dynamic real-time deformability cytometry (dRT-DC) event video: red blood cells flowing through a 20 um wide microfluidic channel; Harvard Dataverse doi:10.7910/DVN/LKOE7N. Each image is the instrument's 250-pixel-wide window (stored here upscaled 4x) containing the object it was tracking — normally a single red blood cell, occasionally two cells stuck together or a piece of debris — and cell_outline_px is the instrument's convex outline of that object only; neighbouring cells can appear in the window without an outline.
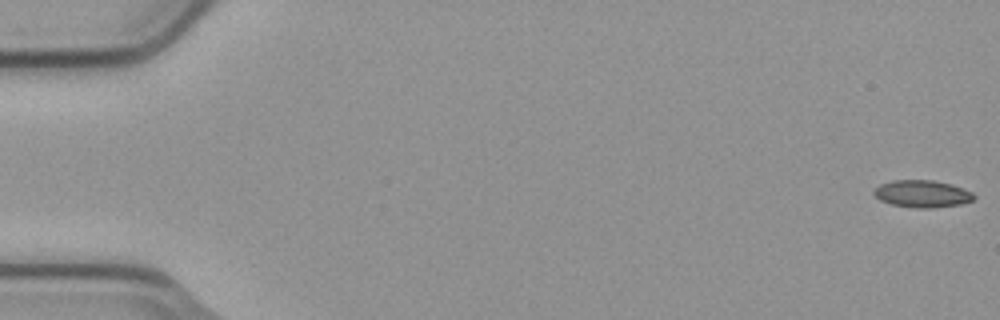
{"species": "common noctule bat (a hibernating species)", "species_latin": "Nyctalus noctula", "temperature_condition": "cold", "stored_images_in_passage": 8, "camera_frame_rate_fps": 3000, "um_per_image_px": 0.085, "animal": {"sex": "male", "body_mass_g": 23.1, "forearm_length_mm": 52.7}, "frame": {"image": 1, "passage_image": 1, "time_ms": 0.0, "image_size_px": [1000, 320], "cell_outline_px": [[976, 196], [972, 200], [960, 204], [932, 208], [916, 208], [892, 204], [880, 200], [872, 192], [880, 184], [892, 180], [932, 180], [952, 184], [972, 192]], "centroid_in_image_um": [78.39, 16.47], "position_along_channel_um": 6.6, "area_um2": 15.78}}
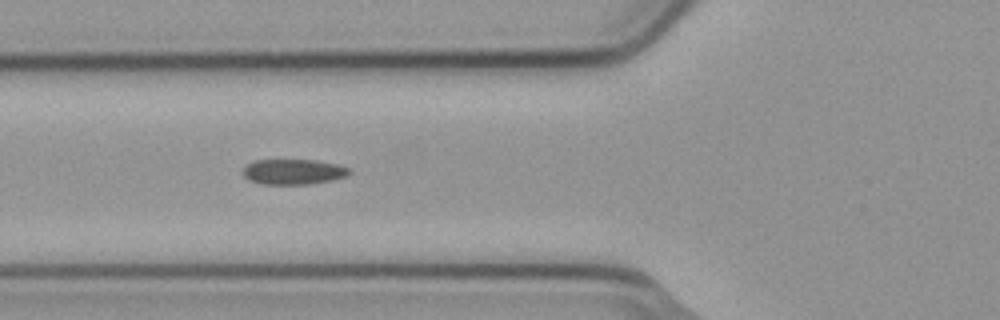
{"frame": {"image": 2, "passage_image": 7, "time_ms": 2.0, "image_size_px": [1000, 320], "cell_outline_px": [[352, 172], [348, 176], [332, 180], [312, 184], [264, 184], [248, 180], [244, 176], [244, 168], [252, 160], [316, 160], [340, 164], [348, 168]], "centroid_in_image_um": [24.98, 14.6], "position_along_channel_um": 100.8, "area_um2": 15.84}}
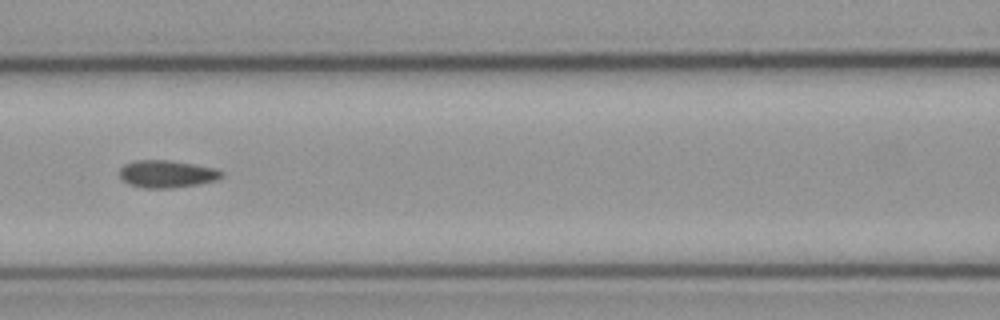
{"frame": {"image": 3, "passage_image": 8, "time_ms": 2.333, "image_size_px": [1000, 320], "cell_outline_px": [[224, 176], [216, 180], [200, 184], [172, 188], [144, 188], [128, 184], [120, 176], [120, 168], [124, 164], [132, 160], [168, 160], [216, 168], [224, 172]], "centroid_in_image_um": [14.19, 14.78], "position_along_channel_um": 152.4, "area_um2": 16.42}}